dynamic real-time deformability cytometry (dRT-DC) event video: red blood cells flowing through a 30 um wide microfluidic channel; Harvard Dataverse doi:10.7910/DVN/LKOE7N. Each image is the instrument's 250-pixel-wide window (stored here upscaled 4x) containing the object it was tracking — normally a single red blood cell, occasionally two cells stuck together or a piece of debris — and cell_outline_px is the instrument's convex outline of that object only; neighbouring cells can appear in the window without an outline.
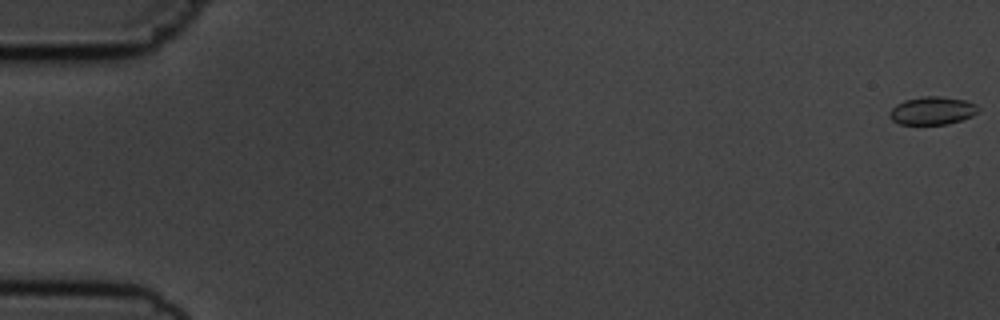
{"species": "common noctule bat (a hibernating species)", "species_latin": "Nyctalus noctula", "temperature_condition": "cold", "stored_images_in_passage": 6, "camera_frame_rate_fps": 3000, "um_per_image_px": 0.085, "animal": {"sex": "male", "body_mass_g": 19.5, "forearm_length_mm": 54.6}, "frame": {"image": 1, "passage_image": 1, "time_ms": 0.0, "image_size_px": [1000, 320], "cell_outline_px": [[980, 112], [972, 116], [948, 124], [900, 124], [892, 120], [888, 116], [892, 108], [896, 104], [904, 100], [924, 96], [940, 96], [964, 100], [976, 104], [980, 108]], "centroid_in_image_um": [79.26, 9.4], "position_along_channel_um": 5.7, "area_um2": 14.51}}
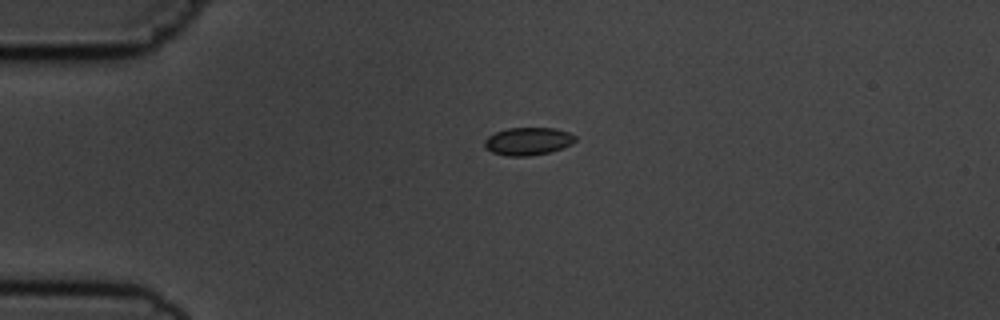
{"frame": {"image": 2, "passage_image": 4, "time_ms": 4.333, "image_size_px": [1000, 320], "cell_outline_px": [[576, 140], [572, 144], [564, 148], [548, 152], [528, 156], [508, 156], [492, 152], [484, 148], [484, 140], [488, 136], [496, 132], [508, 128], [556, 128], [568, 132], [576, 136]], "centroid_in_image_um": [44.88, 12.0], "position_along_channel_um": 40.1, "area_um2": 14.74}}
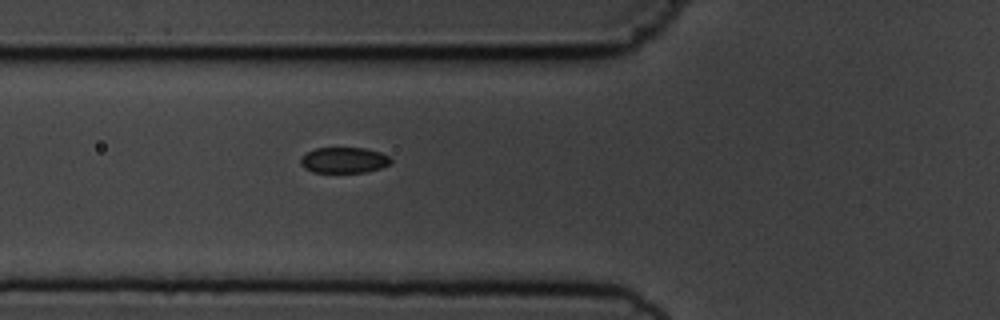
{"frame": {"image": 3, "passage_image": 6, "time_ms": 6.667, "image_size_px": [1000, 320], "cell_outline_px": [[392, 160], [388, 164], [380, 168], [364, 172], [312, 172], [304, 168], [300, 164], [300, 156], [316, 148], [364, 148], [380, 152], [388, 156]], "centroid_in_image_um": [29.19, 13.61], "position_along_channel_um": 96.6, "area_um2": 13.47}}